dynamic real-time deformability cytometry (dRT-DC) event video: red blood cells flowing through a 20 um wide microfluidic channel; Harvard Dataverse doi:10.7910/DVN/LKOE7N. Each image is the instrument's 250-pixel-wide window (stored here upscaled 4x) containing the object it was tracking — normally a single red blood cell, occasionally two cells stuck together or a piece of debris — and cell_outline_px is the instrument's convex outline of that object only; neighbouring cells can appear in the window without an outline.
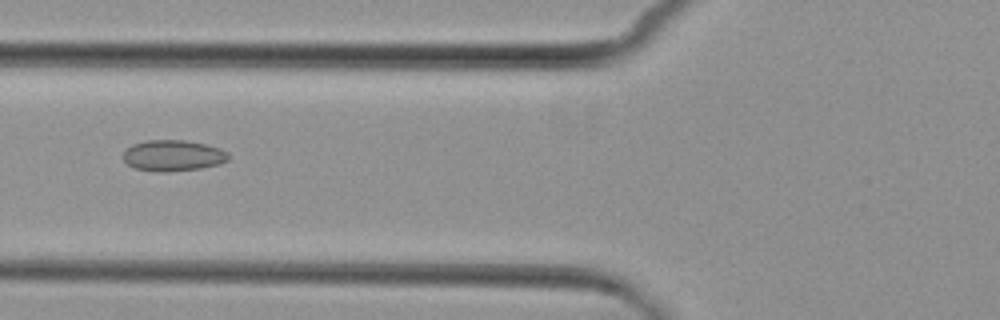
{"species": "common noctule bat (a hibernating species)", "species_latin": "Nyctalus noctula", "temperature_condition": "cold", "stored_images_in_passage": 3, "camera_frame_rate_fps": 3000, "um_per_image_px": 0.085, "animal": {"sex": "female", "body_mass_g": 29.2, "forearm_length_mm": 56.3}, "frame": {"image": 1, "passage_image": 3, "time_ms": 2.333, "image_size_px": [1000, 320], "cell_outline_px": [[228, 160], [220, 164], [200, 168], [168, 172], [160, 172], [136, 168], [128, 164], [124, 160], [124, 152], [132, 144], [148, 140], [184, 140], [204, 144], [220, 148], [228, 152]], "centroid_in_image_um": [14.73, 13.22], "position_along_channel_um": 111.1, "area_um2": 18.9}}